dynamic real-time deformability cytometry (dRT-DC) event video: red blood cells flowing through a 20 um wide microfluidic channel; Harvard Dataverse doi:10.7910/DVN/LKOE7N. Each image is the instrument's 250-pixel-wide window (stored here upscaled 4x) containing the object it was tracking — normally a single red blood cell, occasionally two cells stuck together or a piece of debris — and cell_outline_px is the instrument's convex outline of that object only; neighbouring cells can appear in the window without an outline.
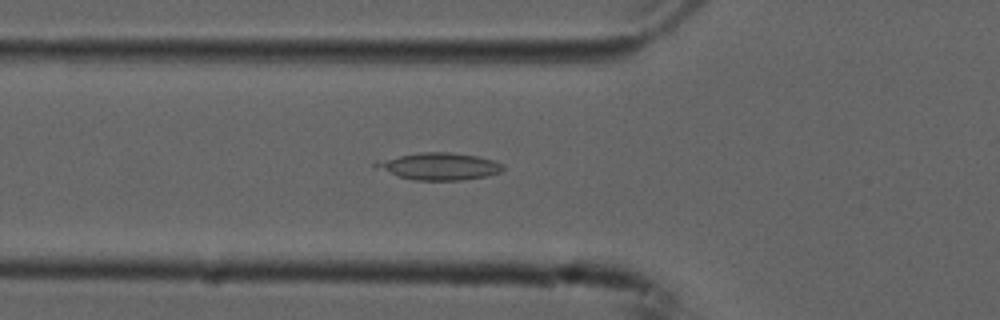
{"species": "common noctule bat (a hibernating species)", "species_latin": "Nyctalus noctula", "temperature_condition": "cold", "stored_images_in_passage": 51, "camera_frame_rate_fps": 3000, "um_per_image_px": 0.085, "animal": {"sex": "male", "forearm_length_mm": 52.5}, "frame": {"image": 1, "passage_image": 16, "time_ms": 5.0, "image_size_px": [1000, 320], "cell_outline_px": [[504, 168], [500, 172], [488, 176], [464, 180], [416, 180], [400, 176], [372, 164], [376, 160], [420, 152], [448, 152], [476, 156], [492, 160], [504, 164]], "centroid_in_image_um": [37.39, 14.13], "position_along_channel_um": 88.4, "area_um2": 19.77}}
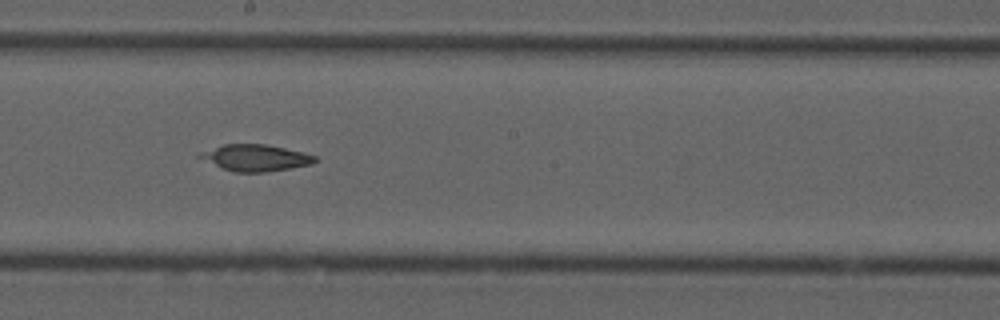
{"frame": {"image": 2, "passage_image": 27, "time_ms": 8.667, "image_size_px": [1000, 320], "cell_outline_px": [[316, 160], [312, 164], [264, 172], [236, 172], [224, 168], [196, 156], [200, 152], [224, 144], [264, 144], [284, 148], [316, 156]], "centroid_in_image_um": [21.71, 13.4], "position_along_channel_um": 226.5, "area_um2": 17.28}}
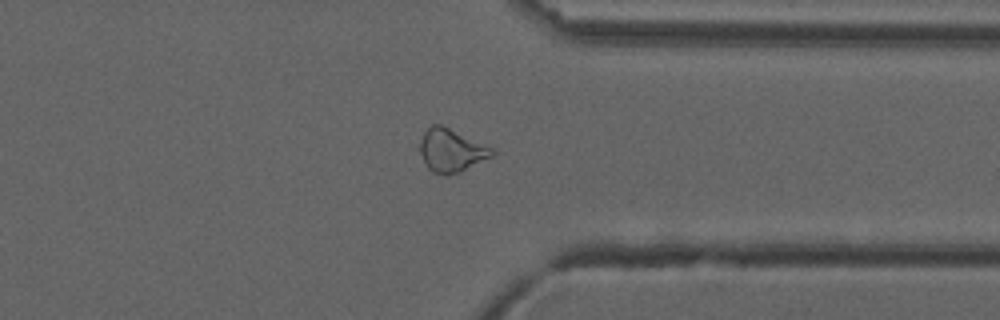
{"frame": {"image": 3, "passage_image": 39, "time_ms": 12.667, "image_size_px": [1000, 320], "cell_outline_px": [[496, 152], [492, 156], [460, 172], [448, 176], [444, 176], [432, 172], [428, 168], [420, 152], [420, 144], [424, 132], [432, 124], [440, 124], [492, 148]], "centroid_in_image_um": [38.35, 12.81], "position_along_channel_um": 373.1, "area_um2": 17.8}, "authors_computed_cell_mechanics": {"area_um2": 18.8428, "velocity_mm_per_s": 3.7409, "shape_relaxation_time_tau1_ms": null, "shape_relaxation_time_tau2_ms": 7.6509, "deformation_change_tau1": null, "deformation_change_tau2": 0.0698}}